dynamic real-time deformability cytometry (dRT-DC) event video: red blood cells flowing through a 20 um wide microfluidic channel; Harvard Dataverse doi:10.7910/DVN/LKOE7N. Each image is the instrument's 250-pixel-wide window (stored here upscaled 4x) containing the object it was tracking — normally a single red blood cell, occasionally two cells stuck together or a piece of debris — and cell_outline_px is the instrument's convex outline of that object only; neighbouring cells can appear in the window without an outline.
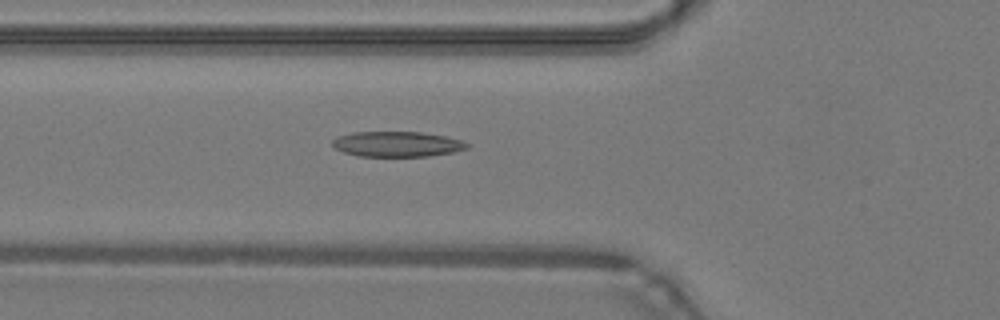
{"species": "common noctule bat (a hibernating species)", "species_latin": "Nyctalus noctula", "temperature_condition": "warm", "stored_images_in_passage": 45, "camera_frame_rate_fps": 3000, "um_per_image_px": 0.085, "animal": {"sex": "male", "body_mass_g": 19.2, "forearm_length_mm": 51.8}, "frame": {"image": 1, "passage_image": 17, "time_ms": 5.333, "image_size_px": [1000, 320], "cell_outline_px": [[468, 148], [452, 152], [428, 156], [360, 156], [344, 152], [336, 148], [332, 144], [332, 140], [336, 136], [352, 132], [420, 132], [448, 136], [460, 140], [468, 144]], "centroid_in_image_um": [33.73, 12.24], "position_along_channel_um": 92.1, "area_um2": 19.77}}
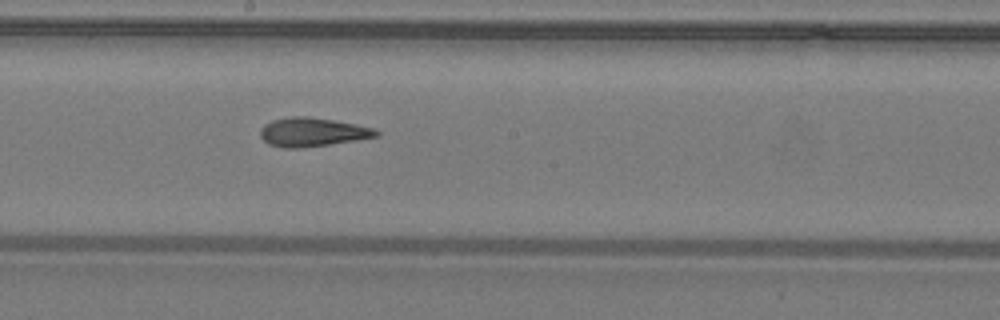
{"frame": {"image": 2, "passage_image": 26, "time_ms": 8.333, "image_size_px": [1000, 320], "cell_outline_px": [[380, 136], [356, 140], [328, 144], [296, 148], [284, 148], [268, 144], [260, 136], [260, 128], [264, 124], [272, 120], [292, 116], [308, 116], [336, 120], [356, 124], [372, 128], [380, 132]], "centroid_in_image_um": [26.54, 11.21], "position_along_channel_um": 221.7, "area_um2": 19.48}}
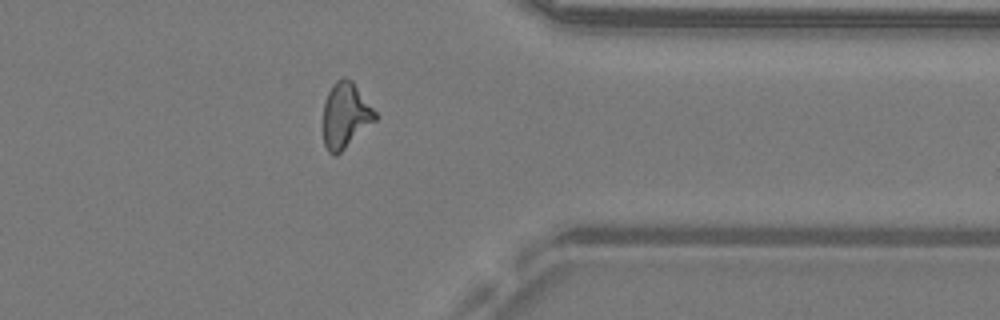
{"frame": {"image": 3, "passage_image": 38, "time_ms": 12.333, "image_size_px": [1000, 320], "cell_outline_px": [[380, 116], [376, 120], [336, 156], [332, 156], [328, 152], [324, 144], [324, 104], [328, 92], [332, 84], [336, 80], [344, 76], [352, 80]], "centroid_in_image_um": [29.38, 9.79], "position_along_channel_um": 382.0, "area_um2": 19.94}, "authors_computed_cell_mechanics": {"area_um2": 19.5942, "velocity_mm_per_s": 4.3028, "shape_relaxation_time_tau1_ms": 10.7936, "shape_relaxation_time_tau2_ms": 2.0, "deformation_change_tau1": 0.2631, "deformation_change_tau2": 0.1144}}